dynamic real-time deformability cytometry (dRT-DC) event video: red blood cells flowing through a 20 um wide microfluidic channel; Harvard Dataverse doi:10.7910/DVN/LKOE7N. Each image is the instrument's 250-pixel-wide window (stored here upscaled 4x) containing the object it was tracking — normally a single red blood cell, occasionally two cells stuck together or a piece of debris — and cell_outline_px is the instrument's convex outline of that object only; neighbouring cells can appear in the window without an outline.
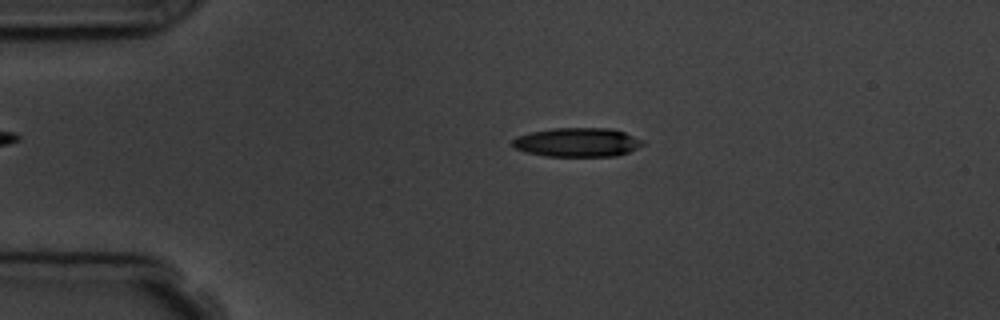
{"species": "common noctule bat (a hibernating species)", "species_latin": "Nyctalus noctula", "temperature_condition": "room temperature", "stored_images_in_passage": 14, "camera_frame_rate_fps": 3000, "um_per_image_px": 0.085, "animal": {"sex": "male", "body_mass_g": 19.5, "forearm_length_mm": 54.6}, "frame": {"image": 1, "passage_image": 3, "time_ms": 2.333, "image_size_px": [1000, 320], "cell_outline_px": [[644, 144], [628, 152], [616, 156], [544, 156], [524, 152], [516, 148], [512, 144], [512, 140], [516, 136], [532, 132], [552, 128], [612, 128], [624, 132], [644, 140]], "centroid_in_image_um": [49.07, 12.09], "position_along_channel_um": 35.9, "area_um2": 22.08}}
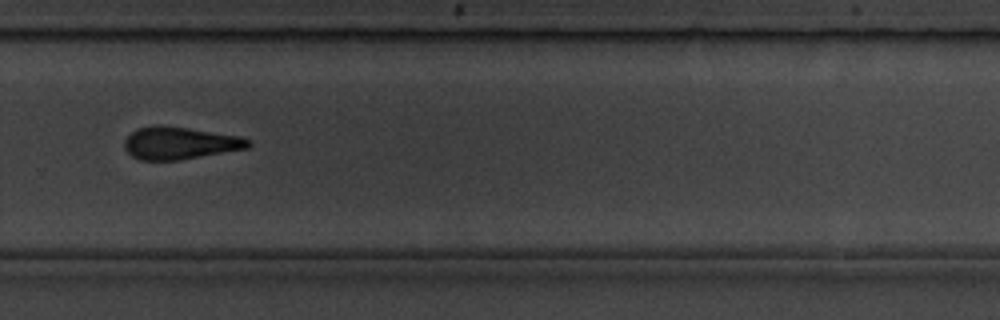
{"frame": {"image": 2, "passage_image": 10, "time_ms": 11.0, "image_size_px": [1000, 320], "cell_outline_px": [[252, 144], [248, 148], [180, 160], [140, 160], [132, 156], [124, 148], [124, 140], [136, 128], [156, 124], [160, 124], [188, 128], [240, 136], [252, 140]], "centroid_in_image_um": [15.28, 12.15], "position_along_channel_um": 314.5, "area_um2": 23.58}}
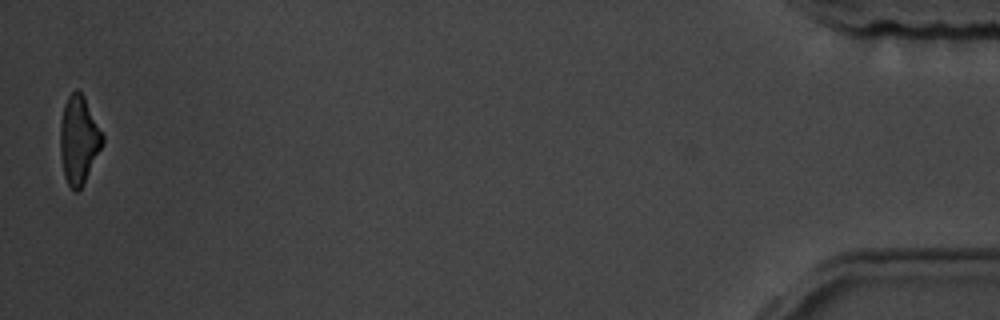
{"frame": {"image": 3, "passage_image": 14, "time_ms": 16.667, "image_size_px": [1000, 320], "cell_outline_px": [[104, 144], [84, 184], [76, 192], [68, 184], [64, 176], [60, 152], [60, 120], [64, 104], [68, 96], [76, 88], [84, 96], [104, 136]], "centroid_in_image_um": [6.7, 11.89], "position_along_channel_um": 428.5, "area_um2": 21.85}, "authors_computed_cell_mechanics": {"area_um2": 23.2356, "velocity_mm_per_s": 3.6597, "shape_relaxation_time_tau1_ms": 1.4526, "shape_relaxation_time_tau2_ms": null, "deformation_change_tau1": 0.1157, "deformation_change_tau2": null}}